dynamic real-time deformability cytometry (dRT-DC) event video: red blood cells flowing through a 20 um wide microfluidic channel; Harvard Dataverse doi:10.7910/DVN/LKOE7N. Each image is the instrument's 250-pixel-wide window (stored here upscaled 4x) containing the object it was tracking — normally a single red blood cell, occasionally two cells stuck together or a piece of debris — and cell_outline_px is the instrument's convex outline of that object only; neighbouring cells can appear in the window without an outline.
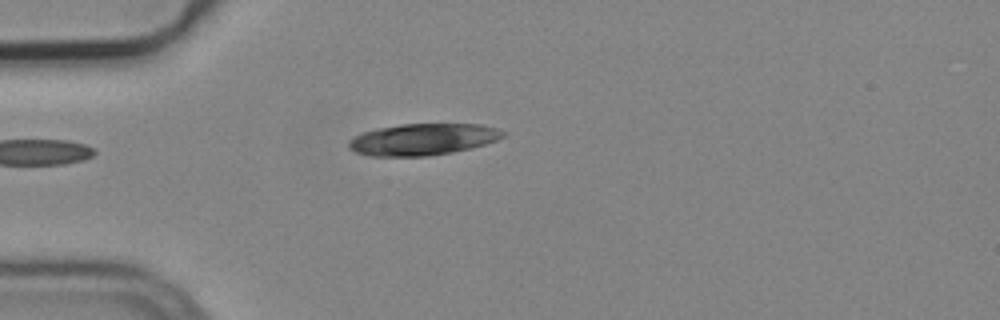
{"species": "common noctule bat (a hibernating species)", "species_latin": "Nyctalus noctula", "temperature_condition": "cold", "stored_images_in_passage": 2, "camera_frame_rate_fps": 3000, "um_per_image_px": 0.085, "animal": {"sex": "male", "body_mass_g": 19.2, "forearm_length_mm": 51.8}, "frame": {"image": 1, "passage_image": 2, "time_ms": 0.333, "image_size_px": [1000, 320], "cell_outline_px": [[508, 132], [504, 136], [496, 140], [484, 144], [452, 152], [428, 156], [368, 156], [356, 152], [348, 148], [348, 140], [364, 132], [376, 128], [400, 124], [480, 124], [496, 128]], "centroid_in_image_um": [35.92, 11.84], "position_along_channel_um": 49.1, "area_um2": 28.38}}